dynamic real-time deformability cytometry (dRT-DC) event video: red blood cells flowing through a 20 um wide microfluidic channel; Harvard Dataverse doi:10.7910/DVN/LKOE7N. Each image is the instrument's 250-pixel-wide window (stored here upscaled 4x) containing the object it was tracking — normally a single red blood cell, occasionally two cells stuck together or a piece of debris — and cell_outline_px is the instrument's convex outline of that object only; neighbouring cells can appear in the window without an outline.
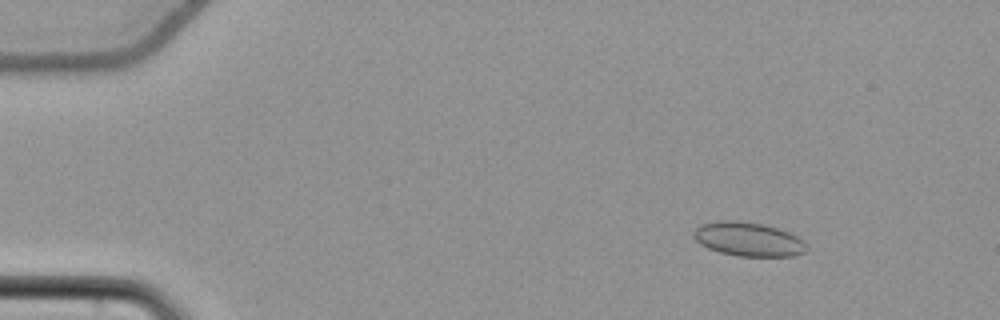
{"species": "common noctule bat (a hibernating species)", "species_latin": "Nyctalus noctula", "temperature_condition": "cold", "stored_images_in_passage": 57, "camera_frame_rate_fps": 3000, "um_per_image_px": 0.085, "animal": {"sex": "female", "body_mass_g": 22.7, "forearm_length_mm": 54.2}, "frame": {"image": 1, "passage_image": 9, "time_ms": 2.667, "image_size_px": [1000, 320], "cell_outline_px": [[808, 248], [804, 252], [796, 256], [736, 256], [720, 252], [708, 248], [700, 244], [692, 236], [692, 232], [700, 224], [716, 220], [736, 220], [760, 224], [776, 228], [788, 232], [804, 240]], "centroid_in_image_um": [63.58, 20.33], "position_along_channel_um": 21.4, "area_um2": 22.48}}
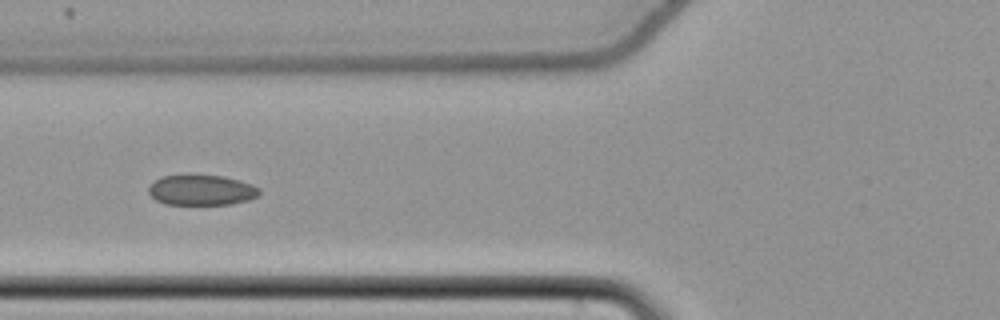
{"frame": {"image": 2, "passage_image": 24, "time_ms": 7.667, "image_size_px": [1000, 320], "cell_outline_px": [[260, 192], [256, 196], [248, 200], [232, 204], [164, 204], [156, 200], [148, 192], [148, 188], [160, 176], [224, 176], [240, 180], [252, 184], [260, 188]], "centroid_in_image_um": [17.15, 16.17], "position_along_channel_um": 108.7, "area_um2": 19.36}}
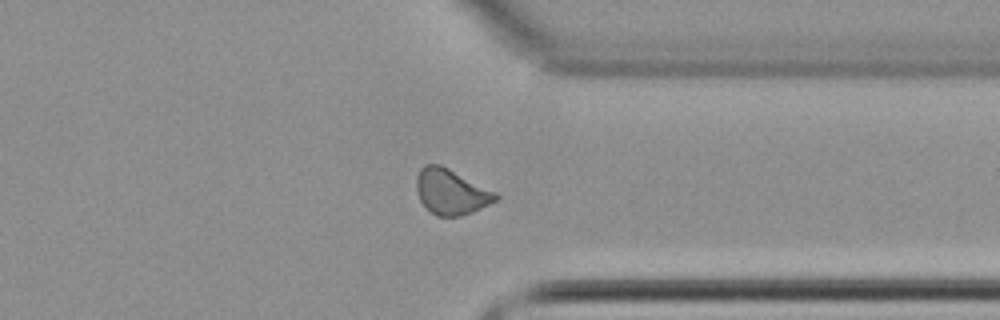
{"frame": {"image": 3, "passage_image": 45, "time_ms": 14.667, "image_size_px": [1000, 320], "cell_outline_px": [[500, 196], [496, 200], [472, 212], [460, 216], [436, 216], [424, 208], [416, 192], [416, 176], [420, 168], [424, 164], [440, 164], [496, 192]], "centroid_in_image_um": [38.29, 16.3], "position_along_channel_um": 373.1, "area_um2": 21.04}, "authors_computed_cell_mechanics": {"area_um2": 20.808, "velocity_mm_per_s": 3.796, "shape_relaxation_time_tau1_ms": null, "shape_relaxation_time_tau2_ms": 8.0288, "deformation_change_tau1": null, "deformation_change_tau2": 0.0968}}